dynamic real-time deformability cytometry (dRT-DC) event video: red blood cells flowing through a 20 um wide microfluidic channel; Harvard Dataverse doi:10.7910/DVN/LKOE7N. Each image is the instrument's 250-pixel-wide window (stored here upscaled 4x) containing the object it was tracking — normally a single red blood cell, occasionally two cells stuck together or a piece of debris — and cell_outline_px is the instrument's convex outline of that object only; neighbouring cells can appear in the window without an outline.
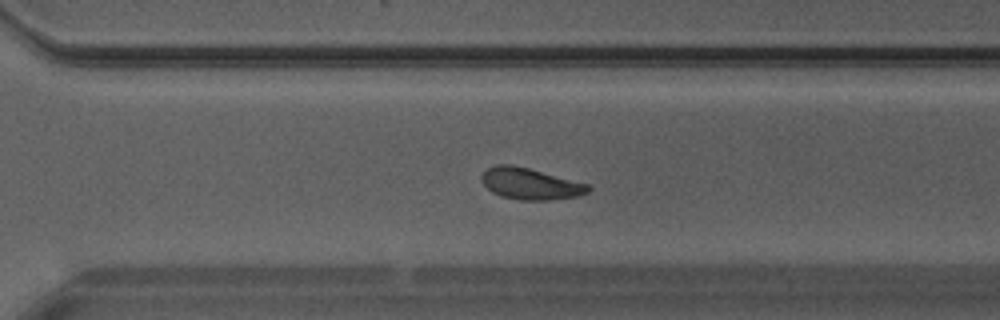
{"species": "Egyptian fruit bat (a non-hibernating species)", "species_latin": "Rousettus aegyptiacus", "temperature_condition": "warm", "stored_images_in_passage": 23, "camera_frame_rate_fps": 3000, "um_per_image_px": 0.085, "animal": {"sex": "male"}, "frame": {"image": 1, "passage_image": 14, "time_ms": 4.333, "image_size_px": [1000, 320], "cell_outline_px": [[592, 188], [588, 192], [580, 196], [548, 200], [520, 200], [500, 196], [492, 192], [480, 180], [480, 176], [488, 168], [496, 164], [512, 164], [592, 184]], "centroid_in_image_um": [45.12, 15.62], "position_along_channel_um": 325.5, "area_um2": 19.83}}
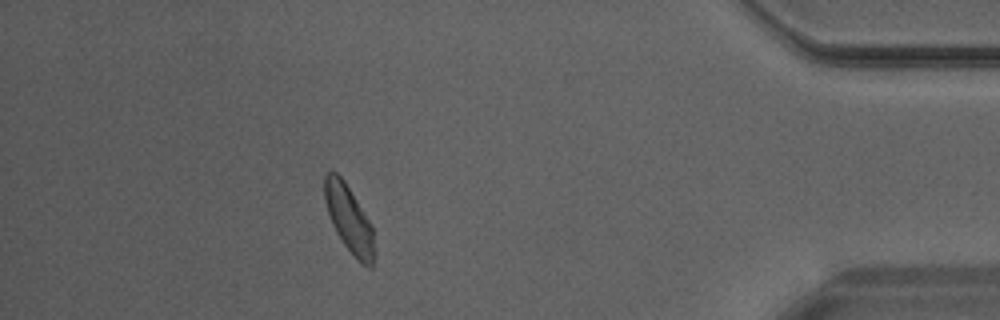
{"frame": {"image": 2, "passage_image": 20, "time_ms": 6.333, "image_size_px": [1000, 320], "cell_outline_px": [[376, 256], [372, 268], [368, 268], [360, 264], [356, 260], [344, 244], [336, 232], [332, 224], [324, 200], [324, 172], [336, 172], [344, 180], [372, 224], [376, 252]], "centroid_in_image_um": [29.7, 18.68], "position_along_channel_um": 405.5, "area_um2": 19.88}}